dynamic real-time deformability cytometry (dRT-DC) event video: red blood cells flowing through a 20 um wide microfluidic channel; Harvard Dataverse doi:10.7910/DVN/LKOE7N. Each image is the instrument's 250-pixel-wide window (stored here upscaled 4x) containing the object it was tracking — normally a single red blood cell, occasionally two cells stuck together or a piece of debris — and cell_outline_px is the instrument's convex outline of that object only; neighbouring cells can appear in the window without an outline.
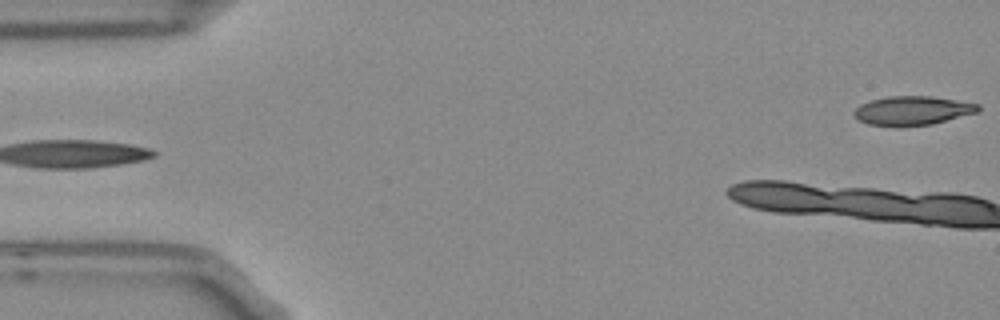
{"species": "Egyptian fruit bat (a non-hibernating species)", "species_latin": "Rousettus aegyptiacus", "temperature_condition": "room temperature", "stored_images_in_passage": 4, "segment_of_instrument_passage": [2, 2], "camera_frame_rate_fps": 3000, "um_per_image_px": 0.085, "frame": {"image": 1, "passage_image": 4, "time_ms": 1.0, "image_size_px": [1000, 320], "cell_outline_px": [[980, 108], [976, 112], [932, 124], [868, 124], [860, 120], [852, 112], [860, 104], [872, 100], [888, 96], [932, 96], [980, 104]], "centroid_in_image_um": [77.58, 9.36], "position_along_channel_um": 7.4, "area_um2": 20.17}}